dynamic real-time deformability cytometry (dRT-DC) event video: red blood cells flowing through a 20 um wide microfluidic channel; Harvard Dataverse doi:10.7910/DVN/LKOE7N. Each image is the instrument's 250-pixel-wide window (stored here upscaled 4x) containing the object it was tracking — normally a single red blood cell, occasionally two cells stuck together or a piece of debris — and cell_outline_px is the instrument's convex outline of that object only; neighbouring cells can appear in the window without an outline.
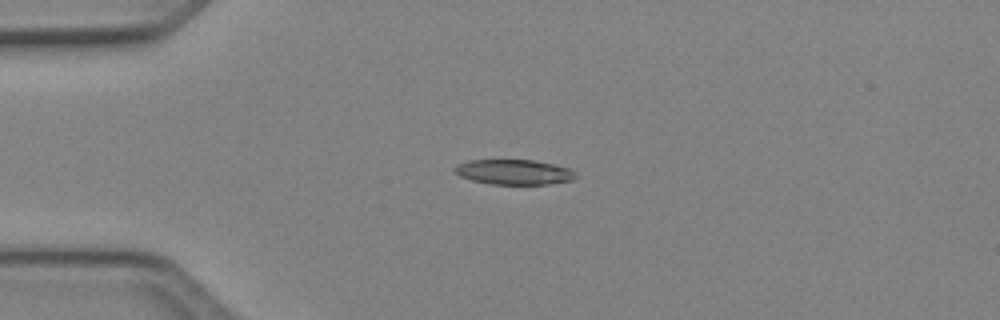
{"species": "Egyptian fruit bat (a non-hibernating species)", "species_latin": "Rousettus aegyptiacus", "temperature_condition": "cold", "stored_images_in_passage": 32, "camera_frame_rate_fps": 3000, "um_per_image_px": 0.085, "animal": {"sex": "female"}, "frame": {"image": 1, "passage_image": 1, "time_ms": 0.0, "image_size_px": [1000, 320], "cell_outline_px": [[576, 176], [572, 180], [548, 184], [492, 184], [472, 180], [460, 176], [452, 168], [456, 164], [468, 160], [532, 160], [556, 164], [568, 168], [576, 172]], "centroid_in_image_um": [43.68, 14.61], "position_along_channel_um": 41.3, "area_um2": 17.69}}
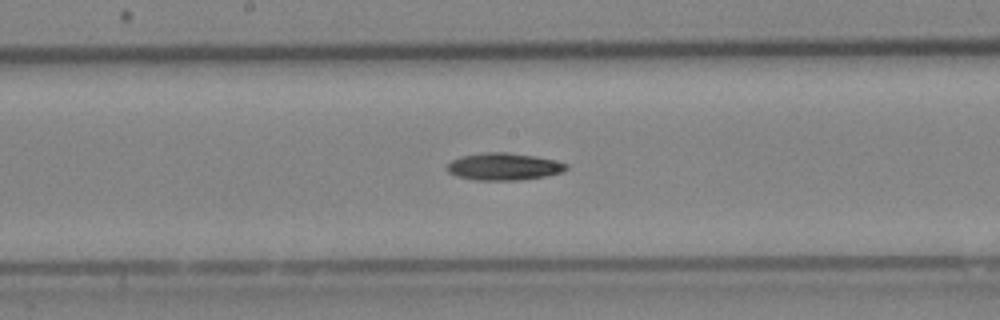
{"frame": {"image": 2, "passage_image": 15, "time_ms": 4.667, "image_size_px": [1000, 320], "cell_outline_px": [[568, 168], [560, 172], [544, 176], [520, 180], [476, 180], [456, 176], [448, 172], [444, 168], [452, 160], [460, 156], [488, 152], [504, 152], [532, 156], [552, 160], [568, 164]], "centroid_in_image_um": [42.75, 14.16], "position_along_channel_um": 205.4, "area_um2": 18.67}}
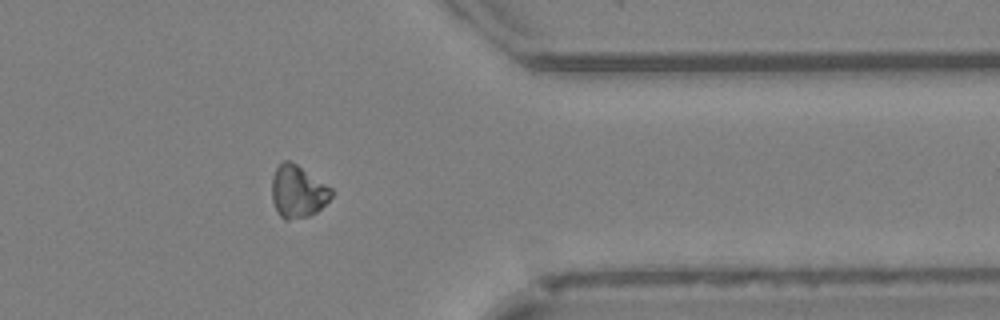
{"frame": {"image": 3, "passage_image": 29, "time_ms": 9.333, "image_size_px": [1000, 320], "cell_outline_px": [[332, 196], [316, 212], [308, 216], [288, 220], [284, 220], [276, 212], [272, 200], [272, 176], [276, 168], [284, 160], [288, 160], [296, 164], [332, 188]], "centroid_in_image_um": [25.28, 16.29], "position_along_channel_um": 386.1, "area_um2": 18.03}}